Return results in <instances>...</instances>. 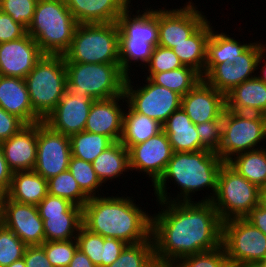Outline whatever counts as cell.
I'll return each mask as SVG.
<instances>
[{
	"label": "cell",
	"instance_id": "30bf717a",
	"mask_svg": "<svg viewBox=\"0 0 266 267\" xmlns=\"http://www.w3.org/2000/svg\"><path fill=\"white\" fill-rule=\"evenodd\" d=\"M222 246L229 265H257L266 260V235L245 218L222 223Z\"/></svg>",
	"mask_w": 266,
	"mask_h": 267
},
{
	"label": "cell",
	"instance_id": "1f68e13d",
	"mask_svg": "<svg viewBox=\"0 0 266 267\" xmlns=\"http://www.w3.org/2000/svg\"><path fill=\"white\" fill-rule=\"evenodd\" d=\"M43 220L45 241L76 239L82 224V213L40 215Z\"/></svg>",
	"mask_w": 266,
	"mask_h": 267
},
{
	"label": "cell",
	"instance_id": "c3c4849f",
	"mask_svg": "<svg viewBox=\"0 0 266 267\" xmlns=\"http://www.w3.org/2000/svg\"><path fill=\"white\" fill-rule=\"evenodd\" d=\"M39 215H55L61 213H82V208L74 205L70 201L47 194V196L37 205Z\"/></svg>",
	"mask_w": 266,
	"mask_h": 267
},
{
	"label": "cell",
	"instance_id": "7402d4cb",
	"mask_svg": "<svg viewBox=\"0 0 266 267\" xmlns=\"http://www.w3.org/2000/svg\"><path fill=\"white\" fill-rule=\"evenodd\" d=\"M0 107L26 124L43 121L33 110L25 79L0 75Z\"/></svg>",
	"mask_w": 266,
	"mask_h": 267
},
{
	"label": "cell",
	"instance_id": "ba28073f",
	"mask_svg": "<svg viewBox=\"0 0 266 267\" xmlns=\"http://www.w3.org/2000/svg\"><path fill=\"white\" fill-rule=\"evenodd\" d=\"M210 202L222 222L245 218L259 205V188L225 162L220 168L217 189Z\"/></svg>",
	"mask_w": 266,
	"mask_h": 267
},
{
	"label": "cell",
	"instance_id": "9f6ffc18",
	"mask_svg": "<svg viewBox=\"0 0 266 267\" xmlns=\"http://www.w3.org/2000/svg\"><path fill=\"white\" fill-rule=\"evenodd\" d=\"M68 267H96L93 262L79 248L75 251Z\"/></svg>",
	"mask_w": 266,
	"mask_h": 267
},
{
	"label": "cell",
	"instance_id": "7a4b0ae2",
	"mask_svg": "<svg viewBox=\"0 0 266 267\" xmlns=\"http://www.w3.org/2000/svg\"><path fill=\"white\" fill-rule=\"evenodd\" d=\"M82 224L104 238L136 244L151 238V215L130 197H90L82 208Z\"/></svg>",
	"mask_w": 266,
	"mask_h": 267
},
{
	"label": "cell",
	"instance_id": "2e32d148",
	"mask_svg": "<svg viewBox=\"0 0 266 267\" xmlns=\"http://www.w3.org/2000/svg\"><path fill=\"white\" fill-rule=\"evenodd\" d=\"M43 55L28 33L19 39L0 43V75L25 79Z\"/></svg>",
	"mask_w": 266,
	"mask_h": 267
},
{
	"label": "cell",
	"instance_id": "be15d7a7",
	"mask_svg": "<svg viewBox=\"0 0 266 267\" xmlns=\"http://www.w3.org/2000/svg\"><path fill=\"white\" fill-rule=\"evenodd\" d=\"M235 267H258L257 265H234Z\"/></svg>",
	"mask_w": 266,
	"mask_h": 267
},
{
	"label": "cell",
	"instance_id": "f1b7e54d",
	"mask_svg": "<svg viewBox=\"0 0 266 267\" xmlns=\"http://www.w3.org/2000/svg\"><path fill=\"white\" fill-rule=\"evenodd\" d=\"M124 112L120 142L129 149L143 143L163 130L162 124L146 115L135 112L129 105Z\"/></svg>",
	"mask_w": 266,
	"mask_h": 267
},
{
	"label": "cell",
	"instance_id": "681fc988",
	"mask_svg": "<svg viewBox=\"0 0 266 267\" xmlns=\"http://www.w3.org/2000/svg\"><path fill=\"white\" fill-rule=\"evenodd\" d=\"M26 33L27 29L22 24L0 10V43L19 39Z\"/></svg>",
	"mask_w": 266,
	"mask_h": 267
},
{
	"label": "cell",
	"instance_id": "9a60e30c",
	"mask_svg": "<svg viewBox=\"0 0 266 267\" xmlns=\"http://www.w3.org/2000/svg\"><path fill=\"white\" fill-rule=\"evenodd\" d=\"M130 170L145 172L154 185L163 175L173 150L168 136L162 130L143 143L128 149Z\"/></svg>",
	"mask_w": 266,
	"mask_h": 267
},
{
	"label": "cell",
	"instance_id": "f35d334b",
	"mask_svg": "<svg viewBox=\"0 0 266 267\" xmlns=\"http://www.w3.org/2000/svg\"><path fill=\"white\" fill-rule=\"evenodd\" d=\"M266 46L262 43H251V45L239 55L233 65L236 67L238 85L256 77V74L252 75L256 71L263 58L265 57Z\"/></svg>",
	"mask_w": 266,
	"mask_h": 267
},
{
	"label": "cell",
	"instance_id": "680465c9",
	"mask_svg": "<svg viewBox=\"0 0 266 267\" xmlns=\"http://www.w3.org/2000/svg\"><path fill=\"white\" fill-rule=\"evenodd\" d=\"M8 267H26L24 258H21L19 260H16L15 262H13Z\"/></svg>",
	"mask_w": 266,
	"mask_h": 267
},
{
	"label": "cell",
	"instance_id": "ffe728a7",
	"mask_svg": "<svg viewBox=\"0 0 266 267\" xmlns=\"http://www.w3.org/2000/svg\"><path fill=\"white\" fill-rule=\"evenodd\" d=\"M6 162L14 172L33 170L36 164L37 123L27 124L1 143Z\"/></svg>",
	"mask_w": 266,
	"mask_h": 267
},
{
	"label": "cell",
	"instance_id": "ab89813d",
	"mask_svg": "<svg viewBox=\"0 0 266 267\" xmlns=\"http://www.w3.org/2000/svg\"><path fill=\"white\" fill-rule=\"evenodd\" d=\"M27 245L0 223V267H8L24 257Z\"/></svg>",
	"mask_w": 266,
	"mask_h": 267
},
{
	"label": "cell",
	"instance_id": "e0dca14e",
	"mask_svg": "<svg viewBox=\"0 0 266 267\" xmlns=\"http://www.w3.org/2000/svg\"><path fill=\"white\" fill-rule=\"evenodd\" d=\"M94 99L65 93L55 109L43 120L53 131L68 137L84 131Z\"/></svg>",
	"mask_w": 266,
	"mask_h": 267
},
{
	"label": "cell",
	"instance_id": "d6a6232c",
	"mask_svg": "<svg viewBox=\"0 0 266 267\" xmlns=\"http://www.w3.org/2000/svg\"><path fill=\"white\" fill-rule=\"evenodd\" d=\"M146 78H149L157 85L164 86L184 96L202 80V75L194 68L184 65L170 71L149 73Z\"/></svg>",
	"mask_w": 266,
	"mask_h": 267
},
{
	"label": "cell",
	"instance_id": "5bb4252c",
	"mask_svg": "<svg viewBox=\"0 0 266 267\" xmlns=\"http://www.w3.org/2000/svg\"><path fill=\"white\" fill-rule=\"evenodd\" d=\"M0 223L13 231L27 246L45 242L43 220L37 205L19 203L6 195Z\"/></svg>",
	"mask_w": 266,
	"mask_h": 267
},
{
	"label": "cell",
	"instance_id": "277c9868",
	"mask_svg": "<svg viewBox=\"0 0 266 267\" xmlns=\"http://www.w3.org/2000/svg\"><path fill=\"white\" fill-rule=\"evenodd\" d=\"M77 26L64 0H37L27 33L44 54L63 55L71 45Z\"/></svg>",
	"mask_w": 266,
	"mask_h": 267
},
{
	"label": "cell",
	"instance_id": "4fadbf2b",
	"mask_svg": "<svg viewBox=\"0 0 266 267\" xmlns=\"http://www.w3.org/2000/svg\"><path fill=\"white\" fill-rule=\"evenodd\" d=\"M180 9L158 8V45L174 48L192 35L206 20L194 2ZM196 6V7H195Z\"/></svg>",
	"mask_w": 266,
	"mask_h": 267
},
{
	"label": "cell",
	"instance_id": "603a6c76",
	"mask_svg": "<svg viewBox=\"0 0 266 267\" xmlns=\"http://www.w3.org/2000/svg\"><path fill=\"white\" fill-rule=\"evenodd\" d=\"M226 109L266 115V83L257 77L240 83L225 95Z\"/></svg>",
	"mask_w": 266,
	"mask_h": 267
},
{
	"label": "cell",
	"instance_id": "8992f818",
	"mask_svg": "<svg viewBox=\"0 0 266 267\" xmlns=\"http://www.w3.org/2000/svg\"><path fill=\"white\" fill-rule=\"evenodd\" d=\"M63 56L65 62L120 63L117 23L78 24Z\"/></svg>",
	"mask_w": 266,
	"mask_h": 267
},
{
	"label": "cell",
	"instance_id": "6f0895ef",
	"mask_svg": "<svg viewBox=\"0 0 266 267\" xmlns=\"http://www.w3.org/2000/svg\"><path fill=\"white\" fill-rule=\"evenodd\" d=\"M259 205L266 209V185L259 188Z\"/></svg>",
	"mask_w": 266,
	"mask_h": 267
},
{
	"label": "cell",
	"instance_id": "cb8c5ba5",
	"mask_svg": "<svg viewBox=\"0 0 266 267\" xmlns=\"http://www.w3.org/2000/svg\"><path fill=\"white\" fill-rule=\"evenodd\" d=\"M130 12L132 13L128 7L116 21L119 39L145 40L154 47L158 46V10L145 8L141 14L138 9L137 15Z\"/></svg>",
	"mask_w": 266,
	"mask_h": 267
},
{
	"label": "cell",
	"instance_id": "4dcf8cb0",
	"mask_svg": "<svg viewBox=\"0 0 266 267\" xmlns=\"http://www.w3.org/2000/svg\"><path fill=\"white\" fill-rule=\"evenodd\" d=\"M260 148V149H259ZM226 163L258 188L266 185V148L242 152Z\"/></svg>",
	"mask_w": 266,
	"mask_h": 267
},
{
	"label": "cell",
	"instance_id": "9c48e42d",
	"mask_svg": "<svg viewBox=\"0 0 266 267\" xmlns=\"http://www.w3.org/2000/svg\"><path fill=\"white\" fill-rule=\"evenodd\" d=\"M264 138L266 139V115L225 109L222 115V142L217 154L227 162L236 154L258 149V143Z\"/></svg>",
	"mask_w": 266,
	"mask_h": 267
},
{
	"label": "cell",
	"instance_id": "60d3db41",
	"mask_svg": "<svg viewBox=\"0 0 266 267\" xmlns=\"http://www.w3.org/2000/svg\"><path fill=\"white\" fill-rule=\"evenodd\" d=\"M171 267H227L229 265L223 246L184 257Z\"/></svg>",
	"mask_w": 266,
	"mask_h": 267
},
{
	"label": "cell",
	"instance_id": "44dd1931",
	"mask_svg": "<svg viewBox=\"0 0 266 267\" xmlns=\"http://www.w3.org/2000/svg\"><path fill=\"white\" fill-rule=\"evenodd\" d=\"M78 24L113 23L131 0H64Z\"/></svg>",
	"mask_w": 266,
	"mask_h": 267
},
{
	"label": "cell",
	"instance_id": "e575fe53",
	"mask_svg": "<svg viewBox=\"0 0 266 267\" xmlns=\"http://www.w3.org/2000/svg\"><path fill=\"white\" fill-rule=\"evenodd\" d=\"M107 267H158L152 238L136 244H127L119 258Z\"/></svg>",
	"mask_w": 266,
	"mask_h": 267
},
{
	"label": "cell",
	"instance_id": "d6986e66",
	"mask_svg": "<svg viewBox=\"0 0 266 267\" xmlns=\"http://www.w3.org/2000/svg\"><path fill=\"white\" fill-rule=\"evenodd\" d=\"M122 99L126 101L124 94L109 99L94 100L84 131L107 136L113 142L120 141L125 111L118 102Z\"/></svg>",
	"mask_w": 266,
	"mask_h": 267
},
{
	"label": "cell",
	"instance_id": "d4e9b609",
	"mask_svg": "<svg viewBox=\"0 0 266 267\" xmlns=\"http://www.w3.org/2000/svg\"><path fill=\"white\" fill-rule=\"evenodd\" d=\"M173 152H197L204 150L200 144L196 125L180 107L162 125Z\"/></svg>",
	"mask_w": 266,
	"mask_h": 267
},
{
	"label": "cell",
	"instance_id": "52a82bcc",
	"mask_svg": "<svg viewBox=\"0 0 266 267\" xmlns=\"http://www.w3.org/2000/svg\"><path fill=\"white\" fill-rule=\"evenodd\" d=\"M66 66L63 55L44 54L25 77L34 112L44 120L65 94Z\"/></svg>",
	"mask_w": 266,
	"mask_h": 267
},
{
	"label": "cell",
	"instance_id": "6da1fadb",
	"mask_svg": "<svg viewBox=\"0 0 266 267\" xmlns=\"http://www.w3.org/2000/svg\"><path fill=\"white\" fill-rule=\"evenodd\" d=\"M151 216V238L158 267L222 246V220L209 202H158ZM165 206V207H164Z\"/></svg>",
	"mask_w": 266,
	"mask_h": 267
},
{
	"label": "cell",
	"instance_id": "f546056e",
	"mask_svg": "<svg viewBox=\"0 0 266 267\" xmlns=\"http://www.w3.org/2000/svg\"><path fill=\"white\" fill-rule=\"evenodd\" d=\"M101 183L118 178L123 171L130 170L128 149L120 142H113L92 162Z\"/></svg>",
	"mask_w": 266,
	"mask_h": 267
},
{
	"label": "cell",
	"instance_id": "74e56055",
	"mask_svg": "<svg viewBox=\"0 0 266 267\" xmlns=\"http://www.w3.org/2000/svg\"><path fill=\"white\" fill-rule=\"evenodd\" d=\"M68 170L71 172L72 176L77 181L81 190L89 198L101 195L98 194V190L100 189L98 187L102 186V183L98 179L91 162H87L82 159L71 156Z\"/></svg>",
	"mask_w": 266,
	"mask_h": 267
},
{
	"label": "cell",
	"instance_id": "6125c7cd",
	"mask_svg": "<svg viewBox=\"0 0 266 267\" xmlns=\"http://www.w3.org/2000/svg\"><path fill=\"white\" fill-rule=\"evenodd\" d=\"M258 267H266V260L262 261V262H259L257 264Z\"/></svg>",
	"mask_w": 266,
	"mask_h": 267
},
{
	"label": "cell",
	"instance_id": "f907efd6",
	"mask_svg": "<svg viewBox=\"0 0 266 267\" xmlns=\"http://www.w3.org/2000/svg\"><path fill=\"white\" fill-rule=\"evenodd\" d=\"M26 125L19 117L0 107V143L8 140Z\"/></svg>",
	"mask_w": 266,
	"mask_h": 267
},
{
	"label": "cell",
	"instance_id": "ac0fdd59",
	"mask_svg": "<svg viewBox=\"0 0 266 267\" xmlns=\"http://www.w3.org/2000/svg\"><path fill=\"white\" fill-rule=\"evenodd\" d=\"M181 107L195 125L205 121L222 120L226 109L225 95L202 79L182 96Z\"/></svg>",
	"mask_w": 266,
	"mask_h": 267
},
{
	"label": "cell",
	"instance_id": "db71d44e",
	"mask_svg": "<svg viewBox=\"0 0 266 267\" xmlns=\"http://www.w3.org/2000/svg\"><path fill=\"white\" fill-rule=\"evenodd\" d=\"M13 172L10 170L0 144V190L5 194L10 189Z\"/></svg>",
	"mask_w": 266,
	"mask_h": 267
},
{
	"label": "cell",
	"instance_id": "7c38bea8",
	"mask_svg": "<svg viewBox=\"0 0 266 267\" xmlns=\"http://www.w3.org/2000/svg\"><path fill=\"white\" fill-rule=\"evenodd\" d=\"M70 157V138L53 131L44 121L38 122L36 164L33 170L48 180L68 170Z\"/></svg>",
	"mask_w": 266,
	"mask_h": 267
},
{
	"label": "cell",
	"instance_id": "484cf974",
	"mask_svg": "<svg viewBox=\"0 0 266 267\" xmlns=\"http://www.w3.org/2000/svg\"><path fill=\"white\" fill-rule=\"evenodd\" d=\"M48 194L47 180L34 170L12 174L7 196L16 202L38 205Z\"/></svg>",
	"mask_w": 266,
	"mask_h": 267
},
{
	"label": "cell",
	"instance_id": "bcb514c9",
	"mask_svg": "<svg viewBox=\"0 0 266 267\" xmlns=\"http://www.w3.org/2000/svg\"><path fill=\"white\" fill-rule=\"evenodd\" d=\"M148 65V67H147ZM184 65L171 48L155 46L149 62L148 73H160L183 67Z\"/></svg>",
	"mask_w": 266,
	"mask_h": 267
},
{
	"label": "cell",
	"instance_id": "d590c367",
	"mask_svg": "<svg viewBox=\"0 0 266 267\" xmlns=\"http://www.w3.org/2000/svg\"><path fill=\"white\" fill-rule=\"evenodd\" d=\"M47 188L48 194L64 198L81 208L89 200L69 170L49 178Z\"/></svg>",
	"mask_w": 266,
	"mask_h": 267
},
{
	"label": "cell",
	"instance_id": "4316f807",
	"mask_svg": "<svg viewBox=\"0 0 266 267\" xmlns=\"http://www.w3.org/2000/svg\"><path fill=\"white\" fill-rule=\"evenodd\" d=\"M212 28L210 21L207 19L184 42L172 48L183 65L194 68L201 75L204 74L207 41L211 35Z\"/></svg>",
	"mask_w": 266,
	"mask_h": 267
},
{
	"label": "cell",
	"instance_id": "91938a15",
	"mask_svg": "<svg viewBox=\"0 0 266 267\" xmlns=\"http://www.w3.org/2000/svg\"><path fill=\"white\" fill-rule=\"evenodd\" d=\"M265 65H262V69H260V73L262 74L261 76H256L258 79L264 81L266 83V62L264 63ZM264 66V67H263Z\"/></svg>",
	"mask_w": 266,
	"mask_h": 267
},
{
	"label": "cell",
	"instance_id": "3957f363",
	"mask_svg": "<svg viewBox=\"0 0 266 267\" xmlns=\"http://www.w3.org/2000/svg\"><path fill=\"white\" fill-rule=\"evenodd\" d=\"M224 163L217 153L206 149L197 152H173L163 175L152 185L156 201L192 202V193L206 189V187L211 188L213 193L203 198L201 202L211 201L217 189L220 168ZM169 179L174 180L173 183L176 182V185L180 187L181 192L175 198L167 194L166 181Z\"/></svg>",
	"mask_w": 266,
	"mask_h": 267
},
{
	"label": "cell",
	"instance_id": "8d00e7d4",
	"mask_svg": "<svg viewBox=\"0 0 266 267\" xmlns=\"http://www.w3.org/2000/svg\"><path fill=\"white\" fill-rule=\"evenodd\" d=\"M154 46L145 40L139 39H119V62L122 71L129 76L131 62H143L146 66L149 62ZM145 63V64H144Z\"/></svg>",
	"mask_w": 266,
	"mask_h": 267
},
{
	"label": "cell",
	"instance_id": "b9f144b4",
	"mask_svg": "<svg viewBox=\"0 0 266 267\" xmlns=\"http://www.w3.org/2000/svg\"><path fill=\"white\" fill-rule=\"evenodd\" d=\"M203 79L224 95L238 85L237 71L233 63L217 64Z\"/></svg>",
	"mask_w": 266,
	"mask_h": 267
},
{
	"label": "cell",
	"instance_id": "7bdbcfd3",
	"mask_svg": "<svg viewBox=\"0 0 266 267\" xmlns=\"http://www.w3.org/2000/svg\"><path fill=\"white\" fill-rule=\"evenodd\" d=\"M53 267H68L78 249L76 239L65 241H45L40 245Z\"/></svg>",
	"mask_w": 266,
	"mask_h": 267
},
{
	"label": "cell",
	"instance_id": "94428289",
	"mask_svg": "<svg viewBox=\"0 0 266 267\" xmlns=\"http://www.w3.org/2000/svg\"><path fill=\"white\" fill-rule=\"evenodd\" d=\"M5 196L6 194L2 190H0V222L2 219L3 201H4Z\"/></svg>",
	"mask_w": 266,
	"mask_h": 267
},
{
	"label": "cell",
	"instance_id": "5b68a950",
	"mask_svg": "<svg viewBox=\"0 0 266 267\" xmlns=\"http://www.w3.org/2000/svg\"><path fill=\"white\" fill-rule=\"evenodd\" d=\"M65 66V93L68 95H88L94 100H102L124 94L127 75L120 63L65 62Z\"/></svg>",
	"mask_w": 266,
	"mask_h": 267
},
{
	"label": "cell",
	"instance_id": "836d02e7",
	"mask_svg": "<svg viewBox=\"0 0 266 267\" xmlns=\"http://www.w3.org/2000/svg\"><path fill=\"white\" fill-rule=\"evenodd\" d=\"M71 156L93 162L113 141L104 135L82 131L70 137Z\"/></svg>",
	"mask_w": 266,
	"mask_h": 267
},
{
	"label": "cell",
	"instance_id": "ee69618b",
	"mask_svg": "<svg viewBox=\"0 0 266 267\" xmlns=\"http://www.w3.org/2000/svg\"><path fill=\"white\" fill-rule=\"evenodd\" d=\"M76 240L78 248L88 256L93 264L96 267H102L104 237L89 231L82 225Z\"/></svg>",
	"mask_w": 266,
	"mask_h": 267
},
{
	"label": "cell",
	"instance_id": "11a10c76",
	"mask_svg": "<svg viewBox=\"0 0 266 267\" xmlns=\"http://www.w3.org/2000/svg\"><path fill=\"white\" fill-rule=\"evenodd\" d=\"M245 219L266 235V209L258 205L249 212Z\"/></svg>",
	"mask_w": 266,
	"mask_h": 267
},
{
	"label": "cell",
	"instance_id": "816d5d0a",
	"mask_svg": "<svg viewBox=\"0 0 266 267\" xmlns=\"http://www.w3.org/2000/svg\"><path fill=\"white\" fill-rule=\"evenodd\" d=\"M126 243L116 238H104L102 267H107L119 258Z\"/></svg>",
	"mask_w": 266,
	"mask_h": 267
},
{
	"label": "cell",
	"instance_id": "7dc6e473",
	"mask_svg": "<svg viewBox=\"0 0 266 267\" xmlns=\"http://www.w3.org/2000/svg\"><path fill=\"white\" fill-rule=\"evenodd\" d=\"M201 146L218 153L222 142V120L205 121L196 125Z\"/></svg>",
	"mask_w": 266,
	"mask_h": 267
},
{
	"label": "cell",
	"instance_id": "8fae6325",
	"mask_svg": "<svg viewBox=\"0 0 266 267\" xmlns=\"http://www.w3.org/2000/svg\"><path fill=\"white\" fill-rule=\"evenodd\" d=\"M130 78L132 77L127 76L126 78L124 95L126 103L135 112L157 120L163 125L167 118L181 107L182 96L177 92L157 85L149 78L145 81L147 84L134 90Z\"/></svg>",
	"mask_w": 266,
	"mask_h": 267
},
{
	"label": "cell",
	"instance_id": "f6af8a7d",
	"mask_svg": "<svg viewBox=\"0 0 266 267\" xmlns=\"http://www.w3.org/2000/svg\"><path fill=\"white\" fill-rule=\"evenodd\" d=\"M36 3L37 0H0V10L27 29L33 20Z\"/></svg>",
	"mask_w": 266,
	"mask_h": 267
},
{
	"label": "cell",
	"instance_id": "83f0119b",
	"mask_svg": "<svg viewBox=\"0 0 266 267\" xmlns=\"http://www.w3.org/2000/svg\"><path fill=\"white\" fill-rule=\"evenodd\" d=\"M251 43L241 44L233 37L225 33L211 30V35L207 41L206 63L202 79L217 65L221 63H234Z\"/></svg>",
	"mask_w": 266,
	"mask_h": 267
},
{
	"label": "cell",
	"instance_id": "f5cc1de1",
	"mask_svg": "<svg viewBox=\"0 0 266 267\" xmlns=\"http://www.w3.org/2000/svg\"><path fill=\"white\" fill-rule=\"evenodd\" d=\"M23 258L26 267H53L40 245L27 246Z\"/></svg>",
	"mask_w": 266,
	"mask_h": 267
}]
</instances>
